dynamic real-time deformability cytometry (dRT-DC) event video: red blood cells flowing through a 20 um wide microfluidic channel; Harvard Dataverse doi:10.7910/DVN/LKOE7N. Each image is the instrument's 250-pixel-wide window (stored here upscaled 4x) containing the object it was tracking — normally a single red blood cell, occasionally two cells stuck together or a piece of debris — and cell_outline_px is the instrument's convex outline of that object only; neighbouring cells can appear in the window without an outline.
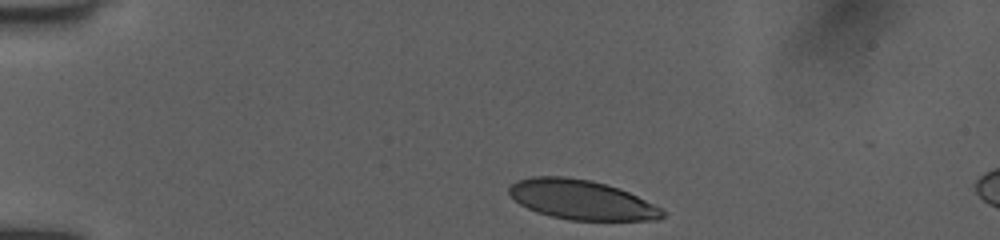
{"species": "human", "species_latin": "Homo sapiens", "temperature_condition": "room temperature", "stored_images_in_passage": 35, "camera_frame_rate_fps": 3000, "um_per_image_px": 0.085, "donor": {"sex": "female"}, "frame": {"image": 1, "passage_image": 1, "time_ms": 0.0, "image_size_px": [1000, 240], "cell_outline_px": [[664, 216], [660, 220], [568, 220], [536, 212], [520, 204], [508, 192], [508, 188], [516, 180], [532, 176], [564, 176], [592, 180], [608, 184], [620, 188], [660, 208], [664, 212]], "centroid_in_image_um": [49.4, 16.97], "position_along_channel_um": 35.6, "area_um2": 35.32}}
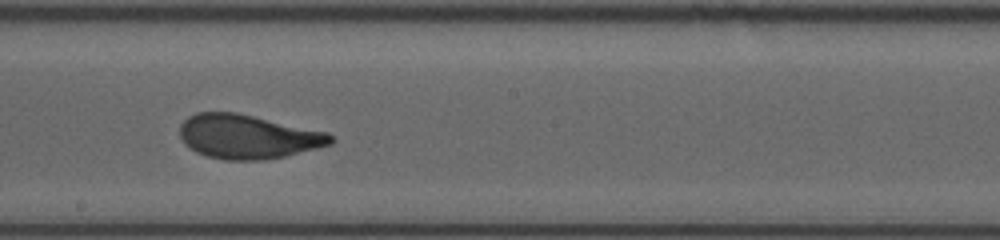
{"frame": {"image": 2, "passage_image": 20, "time_ms": 6.333, "image_size_px": [1000, 240], "cell_outline_px": [[336, 140], [332, 144], [284, 156], [264, 160], [224, 160], [208, 156], [196, 152], [184, 144], [180, 136], [180, 124], [188, 116], [196, 112], [236, 112], [328, 132]], "centroid_in_image_um": [21.05, 11.61], "position_along_channel_um": 227.1, "area_um2": 38.84}}
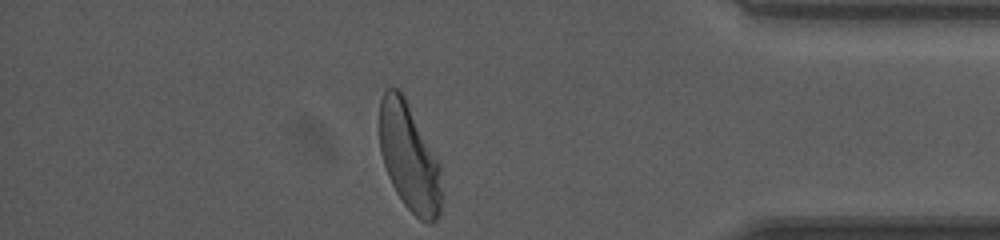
{"frame": {"image": 3, "passage_image": 35, "time_ms": 11.333, "image_size_px": [1000, 240], "cell_outline_px": [[440, 216], [432, 224], [428, 224], [420, 220], [404, 204], [396, 192], [388, 176], [380, 152], [380, 100], [384, 92], [388, 88], [396, 88], [404, 96], [440, 164]], "centroid_in_image_um": [34.78, 13.41], "position_along_channel_um": 400.4, "area_um2": 38.49}, "authors_computed_cell_mechanics": {"area_um2": 38.6682, "velocity_mm_per_s": 4.0012, "shape_relaxation_time_tau1_ms": 3.2822, "shape_relaxation_time_tau2_ms": 0.8921, "deformation_change_tau1": 0.1849, "deformation_change_tau2": 0.0767}}